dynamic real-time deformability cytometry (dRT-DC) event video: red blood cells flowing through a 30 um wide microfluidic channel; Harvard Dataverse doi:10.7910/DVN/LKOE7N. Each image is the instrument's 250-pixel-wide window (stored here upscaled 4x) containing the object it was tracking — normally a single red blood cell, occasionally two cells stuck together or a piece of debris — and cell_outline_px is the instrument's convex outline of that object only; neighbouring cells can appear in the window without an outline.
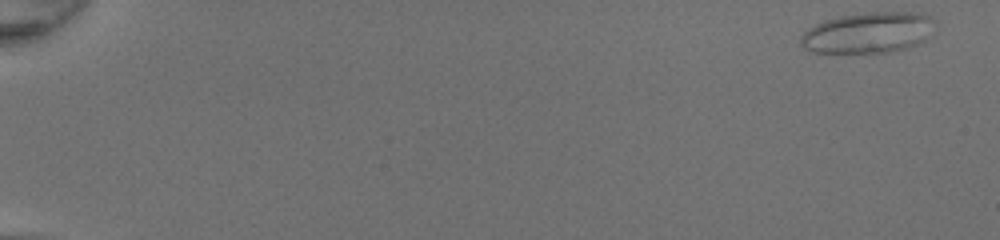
{"species": "common noctule bat (a hibernating species)", "species_latin": "Nyctalus noctula", "temperature_condition": "room temperature", "stored_images_in_passage": 49, "camera_frame_rate_fps": 3000, "um_per_image_px": 0.085, "animal": {"sex": "female", "body_mass_g": 20.0, "forearm_length_mm": 54.0}, "frame": {"image": 1, "passage_image": 1, "time_ms": 0.0, "image_size_px": [1000, 240], "cell_outline_px": [[936, 20], [924, 40], [908, 48], [892, 52], [812, 52], [804, 48], [800, 44], [800, 36], [808, 28], [824, 20], [840, 16], [868, 12], [920, 12]], "centroid_in_image_um": [73.77, 2.77], "position_along_channel_um": 11.2, "area_um2": 31.85}}
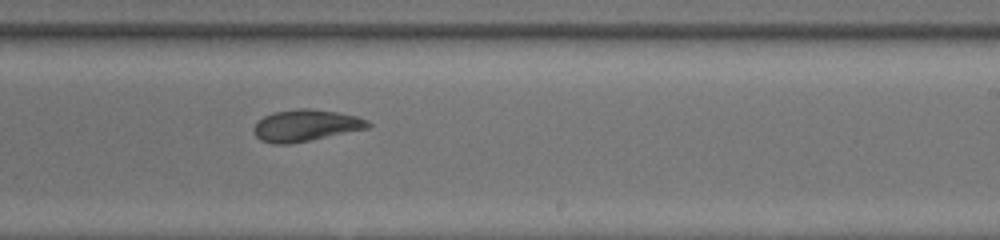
{"frame": {"image": 2, "passage_image": 32, "time_ms": 10.333, "image_size_px": [1000, 240], "cell_outline_px": [[372, 124], [368, 128], [312, 140], [288, 144], [272, 144], [260, 140], [256, 136], [252, 128], [264, 116], [272, 112], [296, 108], [308, 108], [340, 112], [356, 116], [368, 120]], "centroid_in_image_um": [25.99, 10.66], "position_along_channel_um": 263.0, "area_um2": 21.27}}
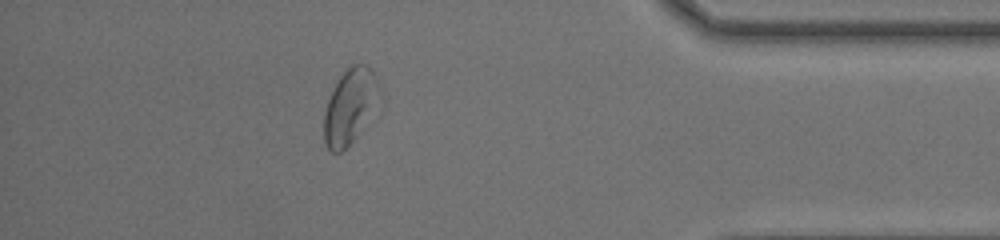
{"frame": {"image": 3, "passage_image": 44, "time_ms": 14.333, "image_size_px": [1000, 240], "cell_outline_px": [[384, 100], [380, 116], [340, 152], [332, 152], [324, 144], [324, 112], [328, 100], [340, 76], [352, 64], [368, 64], [372, 68], [380, 84]], "centroid_in_image_um": [29.92, 9.05], "position_along_channel_um": 405.3, "area_um2": 26.07}, "authors_computed_cell_mechanics": {"area_um2": 24.276, "velocity_mm_per_s": 4.2918, "shape_relaxation_time_tau1_ms": null, "shape_relaxation_time_tau2_ms": 2.175, "deformation_change_tau1": null, "deformation_change_tau2": 0.0818}}